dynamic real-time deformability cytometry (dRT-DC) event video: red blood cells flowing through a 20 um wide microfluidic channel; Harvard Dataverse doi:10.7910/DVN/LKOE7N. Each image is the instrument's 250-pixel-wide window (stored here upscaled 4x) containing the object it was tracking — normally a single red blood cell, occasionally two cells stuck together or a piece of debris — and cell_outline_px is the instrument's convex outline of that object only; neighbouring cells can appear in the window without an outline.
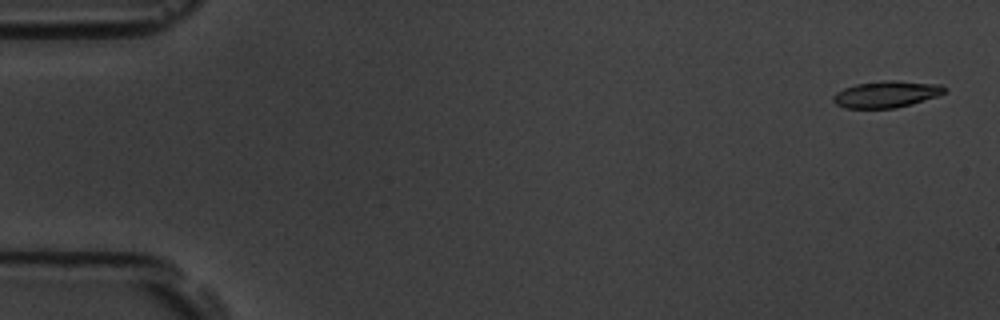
{"species": "common noctule bat (a hibernating species)", "species_latin": "Nyctalus noctula", "temperature_condition": "room temperature", "stored_images_in_passage": 6, "camera_frame_rate_fps": 3000, "um_per_image_px": 0.085, "animal": {"sex": "male", "body_mass_g": 19.5, "forearm_length_mm": 54.6}, "frame": {"image": 1, "passage_image": 1, "time_ms": 0.0, "image_size_px": [1000, 320], "cell_outline_px": [[948, 92], [940, 96], [912, 104], [896, 108], [844, 108], [836, 104], [832, 100], [832, 96], [836, 92], [844, 88], [856, 84], [880, 80], [896, 80], [944, 84], [948, 88]], "centroid_in_image_um": [75.42, 8.0], "position_along_channel_um": 9.6, "area_um2": 17.8}}
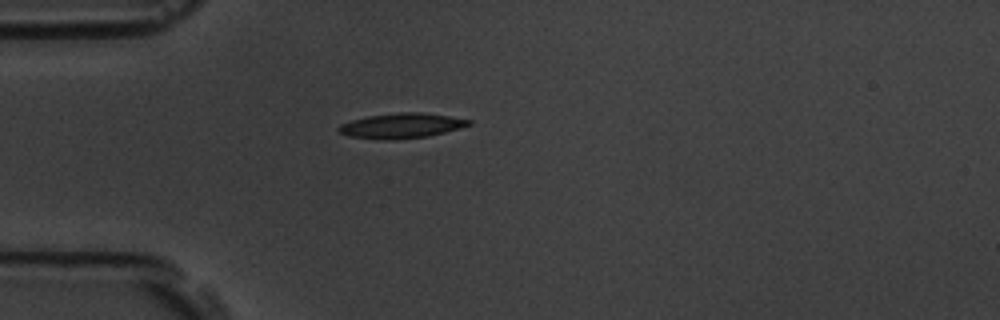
{"frame": {"image": 2, "passage_image": 5, "time_ms": 1.333, "image_size_px": [1000, 320], "cell_outline_px": [[472, 124], [460, 128], [428, 136], [392, 140], [380, 140], [348, 136], [340, 132], [336, 128], [340, 124], [352, 120], [368, 116], [400, 112], [420, 112], [448, 116], [472, 120]], "centroid_in_image_um": [34.1, 10.69], "position_along_channel_um": 50.9, "area_um2": 18.96}}